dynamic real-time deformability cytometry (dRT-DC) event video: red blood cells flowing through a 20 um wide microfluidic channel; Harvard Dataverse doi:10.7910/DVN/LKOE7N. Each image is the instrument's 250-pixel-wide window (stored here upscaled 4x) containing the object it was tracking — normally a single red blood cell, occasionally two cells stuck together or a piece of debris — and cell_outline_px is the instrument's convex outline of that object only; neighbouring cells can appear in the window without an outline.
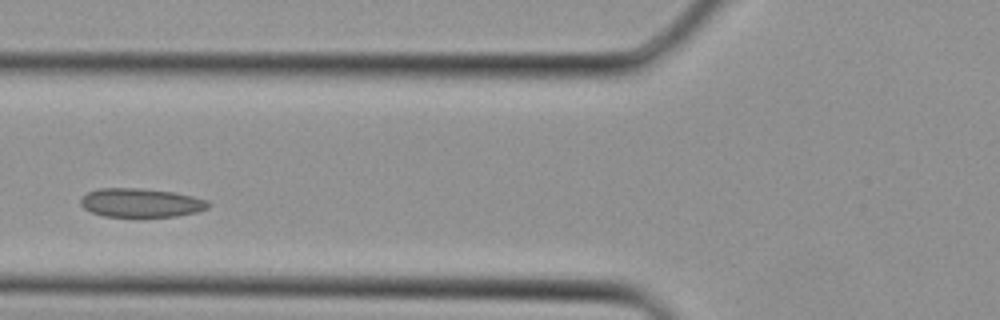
{"species": "Egyptian fruit bat (a non-hibernating species)", "species_latin": "Rousettus aegyptiacus", "temperature_condition": "cold", "stored_images_in_passage": 2, "camera_frame_rate_fps": 3000, "um_per_image_px": 0.085, "animal": {"sex": "female"}, "frame": {"image": 1, "passage_image": 2, "time_ms": 0.333, "image_size_px": [1000, 320], "cell_outline_px": [[212, 204], [208, 208], [196, 212], [176, 216], [104, 216], [92, 212], [84, 208], [80, 204], [80, 200], [88, 192], [100, 188], [140, 188], [172, 192], [192, 196], [208, 200]], "centroid_in_image_um": [12.0, 17.23], "position_along_channel_um": 113.8, "area_um2": 21.27}}